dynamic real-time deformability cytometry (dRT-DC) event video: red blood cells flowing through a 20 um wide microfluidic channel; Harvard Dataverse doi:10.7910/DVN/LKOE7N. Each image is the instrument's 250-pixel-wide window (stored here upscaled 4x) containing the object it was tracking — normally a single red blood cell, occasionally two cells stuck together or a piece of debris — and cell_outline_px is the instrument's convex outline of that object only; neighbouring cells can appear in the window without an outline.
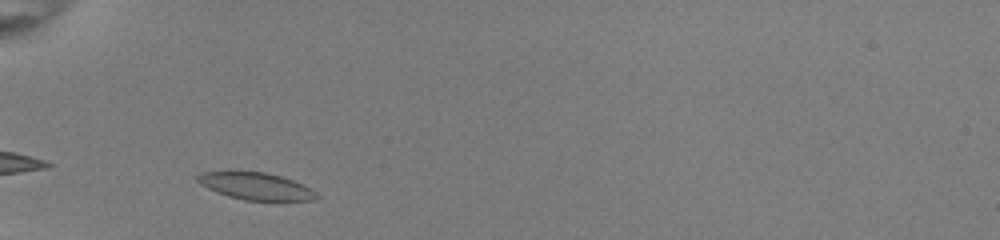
{"species": "common noctule bat (a hibernating species)", "species_latin": "Nyctalus noctula", "temperature_condition": "room temperature", "stored_images_in_passage": 30, "camera_frame_rate_fps": 3000, "um_per_image_px": 0.085, "animal": {"sex": "female", "body_mass_g": 22.0, "forearm_length_mm": 56.7}, "frame": {"image": 1, "passage_image": 3, "time_ms": 0.667, "image_size_px": [1000, 240], "cell_outline_px": [[320, 196], [312, 200], [244, 200], [228, 196], [208, 188], [196, 180], [196, 176], [204, 172], [264, 172], [280, 176], [292, 180], [308, 188]], "centroid_in_image_um": [21.73, 15.83], "position_along_channel_um": 63.3, "area_um2": 18.21}}
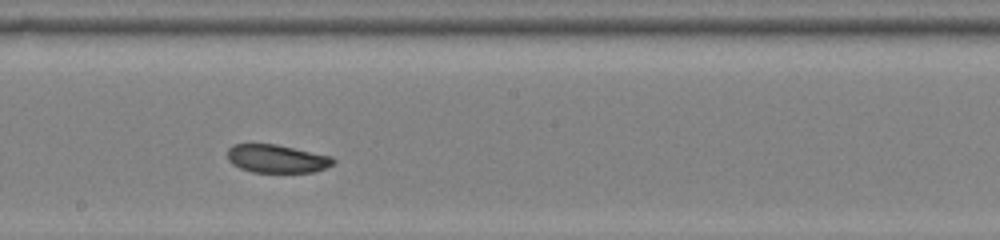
{"frame": {"image": 2, "passage_image": 16, "time_ms": 5.0, "image_size_px": [1000, 240], "cell_outline_px": [[336, 160], [332, 164], [324, 168], [312, 172], [252, 172], [240, 168], [232, 164], [228, 160], [228, 148], [236, 144], [276, 144], [332, 156]], "centroid_in_image_um": [23.52, 13.49], "position_along_channel_um": 224.7, "area_um2": 17.28}}
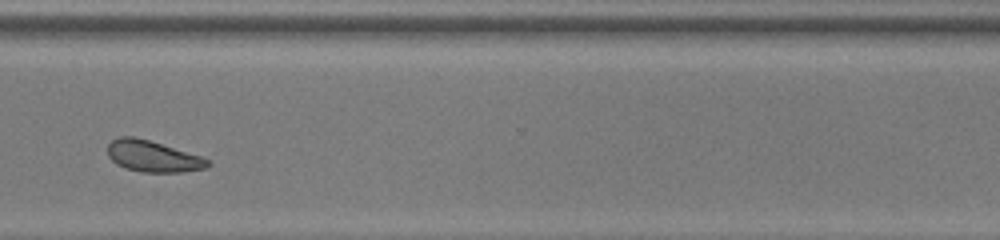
{"frame": {"image": 3, "passage_image": 26, "time_ms": 8.333, "image_size_px": [1000, 240], "cell_outline_px": [[212, 164], [204, 168], [180, 172], [144, 172], [128, 168], [116, 164], [108, 156], [108, 144], [112, 140], [120, 136], [136, 136], [200, 156], [208, 160]], "centroid_in_image_um": [12.96, 13.27], "position_along_channel_um": 357.6, "area_um2": 17.98}, "authors_computed_cell_mechanics": {"area_um2": 17.9758, "velocity_mm_per_s": 3.9671, "shape_relaxation_time_tau1_ms": null, "shape_relaxation_time_tau2_ms": 2.9278, "deformation_change_tau1": null, "deformation_change_tau2": 0.0684}}